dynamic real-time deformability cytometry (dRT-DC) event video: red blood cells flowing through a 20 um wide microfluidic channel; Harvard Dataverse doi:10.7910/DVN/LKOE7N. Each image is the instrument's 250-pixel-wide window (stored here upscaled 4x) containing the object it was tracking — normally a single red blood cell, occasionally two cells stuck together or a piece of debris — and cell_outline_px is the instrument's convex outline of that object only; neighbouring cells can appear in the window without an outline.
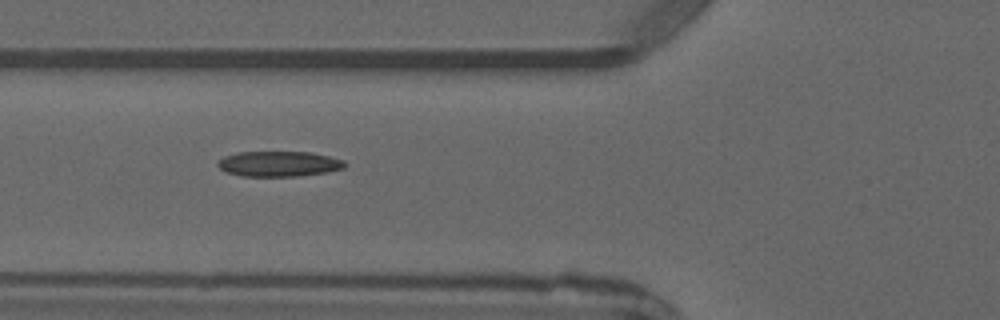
{"species": "common noctule bat (a hibernating species)", "species_latin": "Nyctalus noctula", "temperature_condition": "warm", "stored_images_in_passage": 2, "camera_frame_rate_fps": 3000, "um_per_image_px": 0.085, "animal": {"sex": "male", "forearm_length_mm": 52.5}, "frame": {"image": 1, "passage_image": 2, "time_ms": 1.0, "image_size_px": [1000, 320], "cell_outline_px": [[348, 164], [344, 168], [328, 172], [296, 176], [240, 176], [224, 172], [216, 164], [224, 156], [236, 152], [308, 152], [328, 156], [344, 160]], "centroid_in_image_um": [23.69, 13.93], "position_along_channel_um": 102.1, "area_um2": 18.84}}